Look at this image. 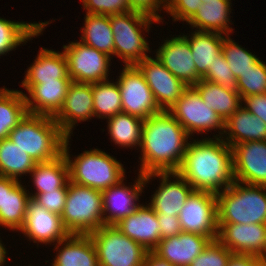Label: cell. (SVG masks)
I'll use <instances>...</instances> for the list:
<instances>
[{
  "label": "cell",
  "mask_w": 266,
  "mask_h": 266,
  "mask_svg": "<svg viewBox=\"0 0 266 266\" xmlns=\"http://www.w3.org/2000/svg\"><path fill=\"white\" fill-rule=\"evenodd\" d=\"M223 132L229 135L225 142L230 147L247 141L266 140V124L242 106L225 121Z\"/></svg>",
  "instance_id": "25"
},
{
  "label": "cell",
  "mask_w": 266,
  "mask_h": 266,
  "mask_svg": "<svg viewBox=\"0 0 266 266\" xmlns=\"http://www.w3.org/2000/svg\"><path fill=\"white\" fill-rule=\"evenodd\" d=\"M111 139L123 147L141 146L142 125L144 120L125 112L108 118Z\"/></svg>",
  "instance_id": "36"
},
{
  "label": "cell",
  "mask_w": 266,
  "mask_h": 266,
  "mask_svg": "<svg viewBox=\"0 0 266 266\" xmlns=\"http://www.w3.org/2000/svg\"><path fill=\"white\" fill-rule=\"evenodd\" d=\"M31 173L37 189L35 194L68 188L69 166L64 154L50 162L36 163Z\"/></svg>",
  "instance_id": "31"
},
{
  "label": "cell",
  "mask_w": 266,
  "mask_h": 266,
  "mask_svg": "<svg viewBox=\"0 0 266 266\" xmlns=\"http://www.w3.org/2000/svg\"><path fill=\"white\" fill-rule=\"evenodd\" d=\"M49 22L25 23L0 18V55L13 50L16 46L34 36H38Z\"/></svg>",
  "instance_id": "35"
},
{
  "label": "cell",
  "mask_w": 266,
  "mask_h": 266,
  "mask_svg": "<svg viewBox=\"0 0 266 266\" xmlns=\"http://www.w3.org/2000/svg\"><path fill=\"white\" fill-rule=\"evenodd\" d=\"M232 150L235 181L266 186V140L236 144Z\"/></svg>",
  "instance_id": "16"
},
{
  "label": "cell",
  "mask_w": 266,
  "mask_h": 266,
  "mask_svg": "<svg viewBox=\"0 0 266 266\" xmlns=\"http://www.w3.org/2000/svg\"><path fill=\"white\" fill-rule=\"evenodd\" d=\"M20 231L34 243L38 241L51 244L56 241L58 246L55 249L57 250L65 243L64 239L70 235L63 224L61 215L47 211L32 198L28 201L25 221Z\"/></svg>",
  "instance_id": "14"
},
{
  "label": "cell",
  "mask_w": 266,
  "mask_h": 266,
  "mask_svg": "<svg viewBox=\"0 0 266 266\" xmlns=\"http://www.w3.org/2000/svg\"><path fill=\"white\" fill-rule=\"evenodd\" d=\"M86 13L98 15H115L130 12L128 0H82Z\"/></svg>",
  "instance_id": "42"
},
{
  "label": "cell",
  "mask_w": 266,
  "mask_h": 266,
  "mask_svg": "<svg viewBox=\"0 0 266 266\" xmlns=\"http://www.w3.org/2000/svg\"><path fill=\"white\" fill-rule=\"evenodd\" d=\"M231 0H210L202 3L197 12L187 21L193 28L199 31L215 32L228 35L232 32L229 14ZM230 12V13H229Z\"/></svg>",
  "instance_id": "27"
},
{
  "label": "cell",
  "mask_w": 266,
  "mask_h": 266,
  "mask_svg": "<svg viewBox=\"0 0 266 266\" xmlns=\"http://www.w3.org/2000/svg\"><path fill=\"white\" fill-rule=\"evenodd\" d=\"M36 162L9 138L0 141V176L18 180L21 174L30 173Z\"/></svg>",
  "instance_id": "34"
},
{
  "label": "cell",
  "mask_w": 266,
  "mask_h": 266,
  "mask_svg": "<svg viewBox=\"0 0 266 266\" xmlns=\"http://www.w3.org/2000/svg\"><path fill=\"white\" fill-rule=\"evenodd\" d=\"M28 114L25 94L21 91L0 89V141Z\"/></svg>",
  "instance_id": "32"
},
{
  "label": "cell",
  "mask_w": 266,
  "mask_h": 266,
  "mask_svg": "<svg viewBox=\"0 0 266 266\" xmlns=\"http://www.w3.org/2000/svg\"><path fill=\"white\" fill-rule=\"evenodd\" d=\"M61 219L70 234L89 235L99 229L103 226L102 192L69 181Z\"/></svg>",
  "instance_id": "6"
},
{
  "label": "cell",
  "mask_w": 266,
  "mask_h": 266,
  "mask_svg": "<svg viewBox=\"0 0 266 266\" xmlns=\"http://www.w3.org/2000/svg\"><path fill=\"white\" fill-rule=\"evenodd\" d=\"M187 41L195 63L196 72L202 78L209 66L217 60L222 53L224 36L215 32L196 30Z\"/></svg>",
  "instance_id": "30"
},
{
  "label": "cell",
  "mask_w": 266,
  "mask_h": 266,
  "mask_svg": "<svg viewBox=\"0 0 266 266\" xmlns=\"http://www.w3.org/2000/svg\"><path fill=\"white\" fill-rule=\"evenodd\" d=\"M143 266H174L169 263L167 260L160 258L153 251H148Z\"/></svg>",
  "instance_id": "49"
},
{
  "label": "cell",
  "mask_w": 266,
  "mask_h": 266,
  "mask_svg": "<svg viewBox=\"0 0 266 266\" xmlns=\"http://www.w3.org/2000/svg\"><path fill=\"white\" fill-rule=\"evenodd\" d=\"M222 52L236 79L244 72L254 68V65L260 60L251 52L232 41L229 35L224 38Z\"/></svg>",
  "instance_id": "38"
},
{
  "label": "cell",
  "mask_w": 266,
  "mask_h": 266,
  "mask_svg": "<svg viewBox=\"0 0 266 266\" xmlns=\"http://www.w3.org/2000/svg\"><path fill=\"white\" fill-rule=\"evenodd\" d=\"M201 0H167V13L173 17L174 21H188L199 9Z\"/></svg>",
  "instance_id": "44"
},
{
  "label": "cell",
  "mask_w": 266,
  "mask_h": 266,
  "mask_svg": "<svg viewBox=\"0 0 266 266\" xmlns=\"http://www.w3.org/2000/svg\"><path fill=\"white\" fill-rule=\"evenodd\" d=\"M242 101L246 103L244 108L266 124V94L250 95L243 98Z\"/></svg>",
  "instance_id": "47"
},
{
  "label": "cell",
  "mask_w": 266,
  "mask_h": 266,
  "mask_svg": "<svg viewBox=\"0 0 266 266\" xmlns=\"http://www.w3.org/2000/svg\"><path fill=\"white\" fill-rule=\"evenodd\" d=\"M94 116L93 93L90 83L72 81L60 111L53 117L61 131L70 137L77 121H86Z\"/></svg>",
  "instance_id": "19"
},
{
  "label": "cell",
  "mask_w": 266,
  "mask_h": 266,
  "mask_svg": "<svg viewBox=\"0 0 266 266\" xmlns=\"http://www.w3.org/2000/svg\"><path fill=\"white\" fill-rule=\"evenodd\" d=\"M115 226L147 251H153L161 240L157 214L149 205H140Z\"/></svg>",
  "instance_id": "21"
},
{
  "label": "cell",
  "mask_w": 266,
  "mask_h": 266,
  "mask_svg": "<svg viewBox=\"0 0 266 266\" xmlns=\"http://www.w3.org/2000/svg\"><path fill=\"white\" fill-rule=\"evenodd\" d=\"M44 81H72L68 76L67 60L63 52L41 48L33 65L27 70L22 86L29 91L35 84Z\"/></svg>",
  "instance_id": "23"
},
{
  "label": "cell",
  "mask_w": 266,
  "mask_h": 266,
  "mask_svg": "<svg viewBox=\"0 0 266 266\" xmlns=\"http://www.w3.org/2000/svg\"><path fill=\"white\" fill-rule=\"evenodd\" d=\"M52 266H99L97 252L90 235L70 234L64 239Z\"/></svg>",
  "instance_id": "29"
},
{
  "label": "cell",
  "mask_w": 266,
  "mask_h": 266,
  "mask_svg": "<svg viewBox=\"0 0 266 266\" xmlns=\"http://www.w3.org/2000/svg\"><path fill=\"white\" fill-rule=\"evenodd\" d=\"M176 178L169 181V177ZM159 176L162 179L159 189L153 194L151 203L148 205L157 215L178 216L186 199L194 190L193 187L178 172H154L144 175L147 183L151 177Z\"/></svg>",
  "instance_id": "17"
},
{
  "label": "cell",
  "mask_w": 266,
  "mask_h": 266,
  "mask_svg": "<svg viewBox=\"0 0 266 266\" xmlns=\"http://www.w3.org/2000/svg\"><path fill=\"white\" fill-rule=\"evenodd\" d=\"M117 83L121 93L122 112L146 120L161 111L143 73L136 65L124 66Z\"/></svg>",
  "instance_id": "12"
},
{
  "label": "cell",
  "mask_w": 266,
  "mask_h": 266,
  "mask_svg": "<svg viewBox=\"0 0 266 266\" xmlns=\"http://www.w3.org/2000/svg\"><path fill=\"white\" fill-rule=\"evenodd\" d=\"M109 18L114 35V55L122 58L125 66L137 65L148 58L146 52L150 49L140 28L149 29L152 21H158L134 11L110 15Z\"/></svg>",
  "instance_id": "7"
},
{
  "label": "cell",
  "mask_w": 266,
  "mask_h": 266,
  "mask_svg": "<svg viewBox=\"0 0 266 266\" xmlns=\"http://www.w3.org/2000/svg\"><path fill=\"white\" fill-rule=\"evenodd\" d=\"M71 82L44 81L42 84H35L28 91L32 101L25 95L28 113L54 117L63 105Z\"/></svg>",
  "instance_id": "24"
},
{
  "label": "cell",
  "mask_w": 266,
  "mask_h": 266,
  "mask_svg": "<svg viewBox=\"0 0 266 266\" xmlns=\"http://www.w3.org/2000/svg\"><path fill=\"white\" fill-rule=\"evenodd\" d=\"M189 136L168 110H161L144 120L139 173L177 172L183 161Z\"/></svg>",
  "instance_id": "1"
},
{
  "label": "cell",
  "mask_w": 266,
  "mask_h": 266,
  "mask_svg": "<svg viewBox=\"0 0 266 266\" xmlns=\"http://www.w3.org/2000/svg\"><path fill=\"white\" fill-rule=\"evenodd\" d=\"M5 200V176H0V210L4 206Z\"/></svg>",
  "instance_id": "50"
},
{
  "label": "cell",
  "mask_w": 266,
  "mask_h": 266,
  "mask_svg": "<svg viewBox=\"0 0 266 266\" xmlns=\"http://www.w3.org/2000/svg\"><path fill=\"white\" fill-rule=\"evenodd\" d=\"M136 66L143 73L161 110H169L187 88L157 58L148 57L142 59Z\"/></svg>",
  "instance_id": "15"
},
{
  "label": "cell",
  "mask_w": 266,
  "mask_h": 266,
  "mask_svg": "<svg viewBox=\"0 0 266 266\" xmlns=\"http://www.w3.org/2000/svg\"><path fill=\"white\" fill-rule=\"evenodd\" d=\"M210 82L218 83L225 88L237 90V80L228 65L223 52L217 60L209 66L207 73L201 78Z\"/></svg>",
  "instance_id": "41"
},
{
  "label": "cell",
  "mask_w": 266,
  "mask_h": 266,
  "mask_svg": "<svg viewBox=\"0 0 266 266\" xmlns=\"http://www.w3.org/2000/svg\"><path fill=\"white\" fill-rule=\"evenodd\" d=\"M217 239L233 254L266 259V224L218 223Z\"/></svg>",
  "instance_id": "13"
},
{
  "label": "cell",
  "mask_w": 266,
  "mask_h": 266,
  "mask_svg": "<svg viewBox=\"0 0 266 266\" xmlns=\"http://www.w3.org/2000/svg\"><path fill=\"white\" fill-rule=\"evenodd\" d=\"M161 239L177 236L183 232L178 216L157 215Z\"/></svg>",
  "instance_id": "46"
},
{
  "label": "cell",
  "mask_w": 266,
  "mask_h": 266,
  "mask_svg": "<svg viewBox=\"0 0 266 266\" xmlns=\"http://www.w3.org/2000/svg\"><path fill=\"white\" fill-rule=\"evenodd\" d=\"M202 3H207V1H210V0H201Z\"/></svg>",
  "instance_id": "52"
},
{
  "label": "cell",
  "mask_w": 266,
  "mask_h": 266,
  "mask_svg": "<svg viewBox=\"0 0 266 266\" xmlns=\"http://www.w3.org/2000/svg\"><path fill=\"white\" fill-rule=\"evenodd\" d=\"M237 91L241 98L266 94V64L259 60L254 68L241 74L237 79Z\"/></svg>",
  "instance_id": "39"
},
{
  "label": "cell",
  "mask_w": 266,
  "mask_h": 266,
  "mask_svg": "<svg viewBox=\"0 0 266 266\" xmlns=\"http://www.w3.org/2000/svg\"><path fill=\"white\" fill-rule=\"evenodd\" d=\"M245 185L234 181L216 194L218 223L266 224V186Z\"/></svg>",
  "instance_id": "4"
},
{
  "label": "cell",
  "mask_w": 266,
  "mask_h": 266,
  "mask_svg": "<svg viewBox=\"0 0 266 266\" xmlns=\"http://www.w3.org/2000/svg\"><path fill=\"white\" fill-rule=\"evenodd\" d=\"M63 48L72 81L92 84L107 80L111 56L83 42H71Z\"/></svg>",
  "instance_id": "11"
},
{
  "label": "cell",
  "mask_w": 266,
  "mask_h": 266,
  "mask_svg": "<svg viewBox=\"0 0 266 266\" xmlns=\"http://www.w3.org/2000/svg\"><path fill=\"white\" fill-rule=\"evenodd\" d=\"M94 116L110 118L122 112L121 93L118 83L108 80L92 83Z\"/></svg>",
  "instance_id": "37"
},
{
  "label": "cell",
  "mask_w": 266,
  "mask_h": 266,
  "mask_svg": "<svg viewBox=\"0 0 266 266\" xmlns=\"http://www.w3.org/2000/svg\"><path fill=\"white\" fill-rule=\"evenodd\" d=\"M162 4L164 6V10H166L167 0H128V7L130 8V11L141 13L158 22L162 19L156 11H159L158 8H160V5Z\"/></svg>",
  "instance_id": "45"
},
{
  "label": "cell",
  "mask_w": 266,
  "mask_h": 266,
  "mask_svg": "<svg viewBox=\"0 0 266 266\" xmlns=\"http://www.w3.org/2000/svg\"><path fill=\"white\" fill-rule=\"evenodd\" d=\"M81 42L108 56L114 55V35L109 16L86 14Z\"/></svg>",
  "instance_id": "33"
},
{
  "label": "cell",
  "mask_w": 266,
  "mask_h": 266,
  "mask_svg": "<svg viewBox=\"0 0 266 266\" xmlns=\"http://www.w3.org/2000/svg\"><path fill=\"white\" fill-rule=\"evenodd\" d=\"M221 137L188 143L177 172L194 190L217 194L235 181L233 150Z\"/></svg>",
  "instance_id": "2"
},
{
  "label": "cell",
  "mask_w": 266,
  "mask_h": 266,
  "mask_svg": "<svg viewBox=\"0 0 266 266\" xmlns=\"http://www.w3.org/2000/svg\"><path fill=\"white\" fill-rule=\"evenodd\" d=\"M193 87L198 91L204 104L213 109L224 121L241 106L242 98L237 90L204 79Z\"/></svg>",
  "instance_id": "28"
},
{
  "label": "cell",
  "mask_w": 266,
  "mask_h": 266,
  "mask_svg": "<svg viewBox=\"0 0 266 266\" xmlns=\"http://www.w3.org/2000/svg\"><path fill=\"white\" fill-rule=\"evenodd\" d=\"M156 58L187 87L194 86L201 80L185 35L165 40L156 52Z\"/></svg>",
  "instance_id": "18"
},
{
  "label": "cell",
  "mask_w": 266,
  "mask_h": 266,
  "mask_svg": "<svg viewBox=\"0 0 266 266\" xmlns=\"http://www.w3.org/2000/svg\"><path fill=\"white\" fill-rule=\"evenodd\" d=\"M6 248L3 247V244L0 241V266H2L4 264V262L6 261Z\"/></svg>",
  "instance_id": "51"
},
{
  "label": "cell",
  "mask_w": 266,
  "mask_h": 266,
  "mask_svg": "<svg viewBox=\"0 0 266 266\" xmlns=\"http://www.w3.org/2000/svg\"><path fill=\"white\" fill-rule=\"evenodd\" d=\"M66 137L53 117L28 113L8 138L36 163H42L63 154Z\"/></svg>",
  "instance_id": "3"
},
{
  "label": "cell",
  "mask_w": 266,
  "mask_h": 266,
  "mask_svg": "<svg viewBox=\"0 0 266 266\" xmlns=\"http://www.w3.org/2000/svg\"><path fill=\"white\" fill-rule=\"evenodd\" d=\"M69 138L66 137L64 142L63 154L69 166L71 182L103 192L124 180L125 170L123 165L101 150L84 151L73 161L70 160Z\"/></svg>",
  "instance_id": "5"
},
{
  "label": "cell",
  "mask_w": 266,
  "mask_h": 266,
  "mask_svg": "<svg viewBox=\"0 0 266 266\" xmlns=\"http://www.w3.org/2000/svg\"><path fill=\"white\" fill-rule=\"evenodd\" d=\"M68 188H59L56 191H47V193H40L30 195L36 203L43 206L47 211H51L61 215L63 213Z\"/></svg>",
  "instance_id": "43"
},
{
  "label": "cell",
  "mask_w": 266,
  "mask_h": 266,
  "mask_svg": "<svg viewBox=\"0 0 266 266\" xmlns=\"http://www.w3.org/2000/svg\"><path fill=\"white\" fill-rule=\"evenodd\" d=\"M210 241L200 234L181 232L161 239L153 252L174 266H189Z\"/></svg>",
  "instance_id": "22"
},
{
  "label": "cell",
  "mask_w": 266,
  "mask_h": 266,
  "mask_svg": "<svg viewBox=\"0 0 266 266\" xmlns=\"http://www.w3.org/2000/svg\"><path fill=\"white\" fill-rule=\"evenodd\" d=\"M99 266H143L147 250L115 225H103L89 234Z\"/></svg>",
  "instance_id": "8"
},
{
  "label": "cell",
  "mask_w": 266,
  "mask_h": 266,
  "mask_svg": "<svg viewBox=\"0 0 266 266\" xmlns=\"http://www.w3.org/2000/svg\"><path fill=\"white\" fill-rule=\"evenodd\" d=\"M26 192L18 180L5 177V200L0 210V225L11 230L22 228L30 199V194Z\"/></svg>",
  "instance_id": "26"
},
{
  "label": "cell",
  "mask_w": 266,
  "mask_h": 266,
  "mask_svg": "<svg viewBox=\"0 0 266 266\" xmlns=\"http://www.w3.org/2000/svg\"><path fill=\"white\" fill-rule=\"evenodd\" d=\"M144 179V175L139 173L136 184L132 188L123 186V180H121L118 184L102 192L103 216L105 215L103 225H116L135 212L140 206L135 201L139 200V193H142L143 186L146 184ZM107 212H109V215H107Z\"/></svg>",
  "instance_id": "20"
},
{
  "label": "cell",
  "mask_w": 266,
  "mask_h": 266,
  "mask_svg": "<svg viewBox=\"0 0 266 266\" xmlns=\"http://www.w3.org/2000/svg\"><path fill=\"white\" fill-rule=\"evenodd\" d=\"M185 233H196L217 239L219 233L217 196L208 191L193 190L178 215Z\"/></svg>",
  "instance_id": "9"
},
{
  "label": "cell",
  "mask_w": 266,
  "mask_h": 266,
  "mask_svg": "<svg viewBox=\"0 0 266 266\" xmlns=\"http://www.w3.org/2000/svg\"><path fill=\"white\" fill-rule=\"evenodd\" d=\"M265 260L251 255L233 254L227 266H263Z\"/></svg>",
  "instance_id": "48"
},
{
  "label": "cell",
  "mask_w": 266,
  "mask_h": 266,
  "mask_svg": "<svg viewBox=\"0 0 266 266\" xmlns=\"http://www.w3.org/2000/svg\"><path fill=\"white\" fill-rule=\"evenodd\" d=\"M233 253L218 239L212 240L189 266H227Z\"/></svg>",
  "instance_id": "40"
},
{
  "label": "cell",
  "mask_w": 266,
  "mask_h": 266,
  "mask_svg": "<svg viewBox=\"0 0 266 266\" xmlns=\"http://www.w3.org/2000/svg\"><path fill=\"white\" fill-rule=\"evenodd\" d=\"M168 111L189 135L193 132L202 133L215 128L224 130L225 127V121L213 109L204 104L193 86L187 87L179 100Z\"/></svg>",
  "instance_id": "10"
}]
</instances>
